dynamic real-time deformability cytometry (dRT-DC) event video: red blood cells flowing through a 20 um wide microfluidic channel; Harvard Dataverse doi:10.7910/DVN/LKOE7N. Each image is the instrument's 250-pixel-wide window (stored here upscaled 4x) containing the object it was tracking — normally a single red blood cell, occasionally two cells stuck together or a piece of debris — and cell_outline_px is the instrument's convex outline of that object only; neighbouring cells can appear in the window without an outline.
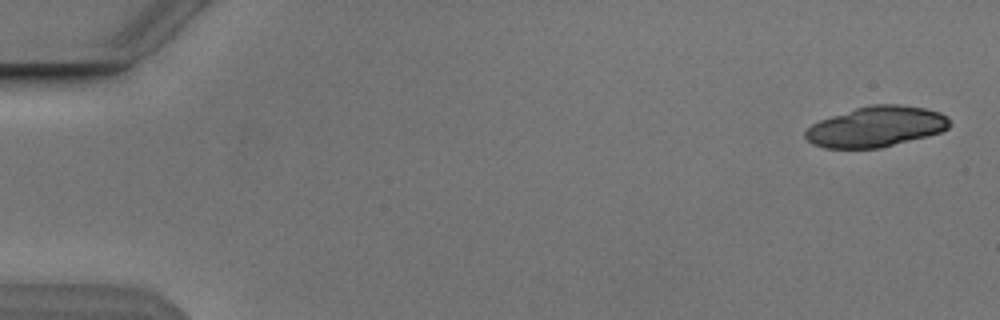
{"species": "Egyptian fruit bat (a non-hibernating species)", "species_latin": "Rousettus aegyptiacus", "temperature_condition": "cold", "stored_images_in_passage": 6, "camera_frame_rate_fps": 3000, "um_per_image_px": 0.085, "animal": {"sex": "male"}, "frame": {"image": 1, "passage_image": 1, "time_ms": 0.0, "image_size_px": [1000, 320], "cell_outline_px": [[948, 128], [940, 132], [880, 148], [824, 148], [812, 144], [804, 136], [804, 132], [812, 124], [820, 120], [868, 104], [900, 104], [924, 108], [940, 112], [948, 116]], "centroid_in_image_um": [74.45, 10.76], "position_along_channel_um": 10.6, "area_um2": 33.81}}